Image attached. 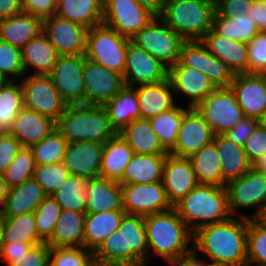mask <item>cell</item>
Returning <instances> with one entry per match:
<instances>
[{"label": "cell", "instance_id": "6da1fadb", "mask_svg": "<svg viewBox=\"0 0 266 266\" xmlns=\"http://www.w3.org/2000/svg\"><path fill=\"white\" fill-rule=\"evenodd\" d=\"M248 217H230L204 225L194 232L193 252L203 253L210 262L230 266L247 264Z\"/></svg>", "mask_w": 266, "mask_h": 266}, {"label": "cell", "instance_id": "7a4b0ae2", "mask_svg": "<svg viewBox=\"0 0 266 266\" xmlns=\"http://www.w3.org/2000/svg\"><path fill=\"white\" fill-rule=\"evenodd\" d=\"M144 222L148 245V261L153 258L151 254L162 257L166 261L187 255L193 251L194 232L174 208L144 216ZM190 243L192 245L189 248Z\"/></svg>", "mask_w": 266, "mask_h": 266}, {"label": "cell", "instance_id": "3957f363", "mask_svg": "<svg viewBox=\"0 0 266 266\" xmlns=\"http://www.w3.org/2000/svg\"><path fill=\"white\" fill-rule=\"evenodd\" d=\"M173 208L193 232L204 225L223 222L232 216L225 186L211 184H199L176 202Z\"/></svg>", "mask_w": 266, "mask_h": 266}, {"label": "cell", "instance_id": "277c9868", "mask_svg": "<svg viewBox=\"0 0 266 266\" xmlns=\"http://www.w3.org/2000/svg\"><path fill=\"white\" fill-rule=\"evenodd\" d=\"M56 128L68 143L93 141L105 144L117 134L105 108L98 105H67Z\"/></svg>", "mask_w": 266, "mask_h": 266}, {"label": "cell", "instance_id": "5b68a950", "mask_svg": "<svg viewBox=\"0 0 266 266\" xmlns=\"http://www.w3.org/2000/svg\"><path fill=\"white\" fill-rule=\"evenodd\" d=\"M214 13V0H166L158 17L185 41H192L211 30Z\"/></svg>", "mask_w": 266, "mask_h": 266}, {"label": "cell", "instance_id": "8992f818", "mask_svg": "<svg viewBox=\"0 0 266 266\" xmlns=\"http://www.w3.org/2000/svg\"><path fill=\"white\" fill-rule=\"evenodd\" d=\"M129 40L102 23L87 29L84 55L123 76Z\"/></svg>", "mask_w": 266, "mask_h": 266}, {"label": "cell", "instance_id": "52a82bcc", "mask_svg": "<svg viewBox=\"0 0 266 266\" xmlns=\"http://www.w3.org/2000/svg\"><path fill=\"white\" fill-rule=\"evenodd\" d=\"M130 40L167 67L176 64L185 40L168 27L158 16L143 27Z\"/></svg>", "mask_w": 266, "mask_h": 266}, {"label": "cell", "instance_id": "ba28073f", "mask_svg": "<svg viewBox=\"0 0 266 266\" xmlns=\"http://www.w3.org/2000/svg\"><path fill=\"white\" fill-rule=\"evenodd\" d=\"M195 109L210 125L214 135L224 134L245 117L231 88H216Z\"/></svg>", "mask_w": 266, "mask_h": 266}, {"label": "cell", "instance_id": "9c48e42d", "mask_svg": "<svg viewBox=\"0 0 266 266\" xmlns=\"http://www.w3.org/2000/svg\"><path fill=\"white\" fill-rule=\"evenodd\" d=\"M21 80L24 108L36 111L57 122L68 104L57 91L51 77L31 73L26 74Z\"/></svg>", "mask_w": 266, "mask_h": 266}, {"label": "cell", "instance_id": "30bf717a", "mask_svg": "<svg viewBox=\"0 0 266 266\" xmlns=\"http://www.w3.org/2000/svg\"><path fill=\"white\" fill-rule=\"evenodd\" d=\"M227 191L228 208L232 216L239 215L240 208H256V213L250 216L254 218L266 203V175L250 168L244 175L233 179L225 185Z\"/></svg>", "mask_w": 266, "mask_h": 266}, {"label": "cell", "instance_id": "8fae6325", "mask_svg": "<svg viewBox=\"0 0 266 266\" xmlns=\"http://www.w3.org/2000/svg\"><path fill=\"white\" fill-rule=\"evenodd\" d=\"M156 15L134 0H103V24L120 35L133 37Z\"/></svg>", "mask_w": 266, "mask_h": 266}, {"label": "cell", "instance_id": "7c38bea8", "mask_svg": "<svg viewBox=\"0 0 266 266\" xmlns=\"http://www.w3.org/2000/svg\"><path fill=\"white\" fill-rule=\"evenodd\" d=\"M123 210L126 214L147 216L173 208L162 181L121 185Z\"/></svg>", "mask_w": 266, "mask_h": 266}, {"label": "cell", "instance_id": "4fadbf2b", "mask_svg": "<svg viewBox=\"0 0 266 266\" xmlns=\"http://www.w3.org/2000/svg\"><path fill=\"white\" fill-rule=\"evenodd\" d=\"M84 55L59 56L50 72L54 86L68 105L85 104Z\"/></svg>", "mask_w": 266, "mask_h": 266}, {"label": "cell", "instance_id": "5bb4252c", "mask_svg": "<svg viewBox=\"0 0 266 266\" xmlns=\"http://www.w3.org/2000/svg\"><path fill=\"white\" fill-rule=\"evenodd\" d=\"M168 67L131 40L127 45L123 73L125 86L155 84L167 79Z\"/></svg>", "mask_w": 266, "mask_h": 266}, {"label": "cell", "instance_id": "9a60e30c", "mask_svg": "<svg viewBox=\"0 0 266 266\" xmlns=\"http://www.w3.org/2000/svg\"><path fill=\"white\" fill-rule=\"evenodd\" d=\"M85 105L103 106L124 86L123 76L84 55Z\"/></svg>", "mask_w": 266, "mask_h": 266}, {"label": "cell", "instance_id": "2e32d148", "mask_svg": "<svg viewBox=\"0 0 266 266\" xmlns=\"http://www.w3.org/2000/svg\"><path fill=\"white\" fill-rule=\"evenodd\" d=\"M60 56L84 55L87 28L54 15L43 20L42 31Z\"/></svg>", "mask_w": 266, "mask_h": 266}, {"label": "cell", "instance_id": "e0dca14e", "mask_svg": "<svg viewBox=\"0 0 266 266\" xmlns=\"http://www.w3.org/2000/svg\"><path fill=\"white\" fill-rule=\"evenodd\" d=\"M214 133L203 116L190 108L181 122L175 146L169 151L170 155L188 158L203 146L211 143Z\"/></svg>", "mask_w": 266, "mask_h": 266}, {"label": "cell", "instance_id": "ac0fdd59", "mask_svg": "<svg viewBox=\"0 0 266 266\" xmlns=\"http://www.w3.org/2000/svg\"><path fill=\"white\" fill-rule=\"evenodd\" d=\"M230 88L244 115L259 120L266 111V74H236Z\"/></svg>", "mask_w": 266, "mask_h": 266}, {"label": "cell", "instance_id": "d6986e66", "mask_svg": "<svg viewBox=\"0 0 266 266\" xmlns=\"http://www.w3.org/2000/svg\"><path fill=\"white\" fill-rule=\"evenodd\" d=\"M103 143L82 141L68 143L63 165L71 175L92 179L100 177Z\"/></svg>", "mask_w": 266, "mask_h": 266}, {"label": "cell", "instance_id": "ffe728a7", "mask_svg": "<svg viewBox=\"0 0 266 266\" xmlns=\"http://www.w3.org/2000/svg\"><path fill=\"white\" fill-rule=\"evenodd\" d=\"M174 93H183L191 101L188 107H196L216 87L200 70L182 66L179 62L168 67V75Z\"/></svg>", "mask_w": 266, "mask_h": 266}, {"label": "cell", "instance_id": "44dd1931", "mask_svg": "<svg viewBox=\"0 0 266 266\" xmlns=\"http://www.w3.org/2000/svg\"><path fill=\"white\" fill-rule=\"evenodd\" d=\"M162 183L172 205L199 185L189 159L170 154L163 165Z\"/></svg>", "mask_w": 266, "mask_h": 266}, {"label": "cell", "instance_id": "7402d4cb", "mask_svg": "<svg viewBox=\"0 0 266 266\" xmlns=\"http://www.w3.org/2000/svg\"><path fill=\"white\" fill-rule=\"evenodd\" d=\"M123 210L121 184L112 179L95 177L87 180L86 213Z\"/></svg>", "mask_w": 266, "mask_h": 266}, {"label": "cell", "instance_id": "603a6c76", "mask_svg": "<svg viewBox=\"0 0 266 266\" xmlns=\"http://www.w3.org/2000/svg\"><path fill=\"white\" fill-rule=\"evenodd\" d=\"M56 128V122L36 111L23 108L15 117L9 133L24 147L40 142Z\"/></svg>", "mask_w": 266, "mask_h": 266}, {"label": "cell", "instance_id": "cb8c5ba5", "mask_svg": "<svg viewBox=\"0 0 266 266\" xmlns=\"http://www.w3.org/2000/svg\"><path fill=\"white\" fill-rule=\"evenodd\" d=\"M201 42L209 53L225 61L235 74L248 73V45L246 42L226 39L210 30Z\"/></svg>", "mask_w": 266, "mask_h": 266}, {"label": "cell", "instance_id": "d4e9b609", "mask_svg": "<svg viewBox=\"0 0 266 266\" xmlns=\"http://www.w3.org/2000/svg\"><path fill=\"white\" fill-rule=\"evenodd\" d=\"M43 31V20L21 11L0 19V40L22 49Z\"/></svg>", "mask_w": 266, "mask_h": 266}, {"label": "cell", "instance_id": "484cf974", "mask_svg": "<svg viewBox=\"0 0 266 266\" xmlns=\"http://www.w3.org/2000/svg\"><path fill=\"white\" fill-rule=\"evenodd\" d=\"M119 227H124L126 266H146L148 245L144 216L125 214Z\"/></svg>", "mask_w": 266, "mask_h": 266}, {"label": "cell", "instance_id": "4316f807", "mask_svg": "<svg viewBox=\"0 0 266 266\" xmlns=\"http://www.w3.org/2000/svg\"><path fill=\"white\" fill-rule=\"evenodd\" d=\"M43 187L33 178L8 188L1 215L11 217L28 212H34L47 197Z\"/></svg>", "mask_w": 266, "mask_h": 266}, {"label": "cell", "instance_id": "83f0119b", "mask_svg": "<svg viewBox=\"0 0 266 266\" xmlns=\"http://www.w3.org/2000/svg\"><path fill=\"white\" fill-rule=\"evenodd\" d=\"M60 55L42 32L21 49L24 74L29 68L33 75H49Z\"/></svg>", "mask_w": 266, "mask_h": 266}, {"label": "cell", "instance_id": "f1b7e54d", "mask_svg": "<svg viewBox=\"0 0 266 266\" xmlns=\"http://www.w3.org/2000/svg\"><path fill=\"white\" fill-rule=\"evenodd\" d=\"M140 106V118L151 119L175 106L173 89L169 79L155 84L134 87Z\"/></svg>", "mask_w": 266, "mask_h": 266}, {"label": "cell", "instance_id": "f546056e", "mask_svg": "<svg viewBox=\"0 0 266 266\" xmlns=\"http://www.w3.org/2000/svg\"><path fill=\"white\" fill-rule=\"evenodd\" d=\"M124 210L86 213L84 219V247L94 252L107 237L119 229Z\"/></svg>", "mask_w": 266, "mask_h": 266}, {"label": "cell", "instance_id": "4dcf8cb0", "mask_svg": "<svg viewBox=\"0 0 266 266\" xmlns=\"http://www.w3.org/2000/svg\"><path fill=\"white\" fill-rule=\"evenodd\" d=\"M85 215L86 212L62 209L46 243L50 247H84Z\"/></svg>", "mask_w": 266, "mask_h": 266}, {"label": "cell", "instance_id": "1f68e13d", "mask_svg": "<svg viewBox=\"0 0 266 266\" xmlns=\"http://www.w3.org/2000/svg\"><path fill=\"white\" fill-rule=\"evenodd\" d=\"M119 135L126 141L134 154H169L162 146L148 119L139 118L132 121L119 132Z\"/></svg>", "mask_w": 266, "mask_h": 266}, {"label": "cell", "instance_id": "d6a6232c", "mask_svg": "<svg viewBox=\"0 0 266 266\" xmlns=\"http://www.w3.org/2000/svg\"><path fill=\"white\" fill-rule=\"evenodd\" d=\"M167 155L134 154L125 168L121 185L147 184L162 181L163 165Z\"/></svg>", "mask_w": 266, "mask_h": 266}, {"label": "cell", "instance_id": "836d02e7", "mask_svg": "<svg viewBox=\"0 0 266 266\" xmlns=\"http://www.w3.org/2000/svg\"><path fill=\"white\" fill-rule=\"evenodd\" d=\"M103 107L112 127L119 133L132 121L140 118V106L134 87L123 86Z\"/></svg>", "mask_w": 266, "mask_h": 266}, {"label": "cell", "instance_id": "e575fe53", "mask_svg": "<svg viewBox=\"0 0 266 266\" xmlns=\"http://www.w3.org/2000/svg\"><path fill=\"white\" fill-rule=\"evenodd\" d=\"M213 142L220 156L222 177L226 183L244 175L252 167L243 146L234 144L223 134L214 135Z\"/></svg>", "mask_w": 266, "mask_h": 266}, {"label": "cell", "instance_id": "d590c367", "mask_svg": "<svg viewBox=\"0 0 266 266\" xmlns=\"http://www.w3.org/2000/svg\"><path fill=\"white\" fill-rule=\"evenodd\" d=\"M55 15L90 29L103 23V0H58Z\"/></svg>", "mask_w": 266, "mask_h": 266}, {"label": "cell", "instance_id": "8d00e7d4", "mask_svg": "<svg viewBox=\"0 0 266 266\" xmlns=\"http://www.w3.org/2000/svg\"><path fill=\"white\" fill-rule=\"evenodd\" d=\"M134 152L117 133L103 147L100 177L119 181Z\"/></svg>", "mask_w": 266, "mask_h": 266}, {"label": "cell", "instance_id": "74e56055", "mask_svg": "<svg viewBox=\"0 0 266 266\" xmlns=\"http://www.w3.org/2000/svg\"><path fill=\"white\" fill-rule=\"evenodd\" d=\"M188 159L199 184L226 185L222 177L220 156L213 141L189 156Z\"/></svg>", "mask_w": 266, "mask_h": 266}, {"label": "cell", "instance_id": "f35d334b", "mask_svg": "<svg viewBox=\"0 0 266 266\" xmlns=\"http://www.w3.org/2000/svg\"><path fill=\"white\" fill-rule=\"evenodd\" d=\"M211 30L223 38L246 43L250 42L259 32L256 22H253L247 13L235 14L229 19L215 12Z\"/></svg>", "mask_w": 266, "mask_h": 266}, {"label": "cell", "instance_id": "ab89813d", "mask_svg": "<svg viewBox=\"0 0 266 266\" xmlns=\"http://www.w3.org/2000/svg\"><path fill=\"white\" fill-rule=\"evenodd\" d=\"M190 108L184 109L175 105L173 108L149 119L152 129L168 152L175 146L181 122Z\"/></svg>", "mask_w": 266, "mask_h": 266}, {"label": "cell", "instance_id": "60d3db41", "mask_svg": "<svg viewBox=\"0 0 266 266\" xmlns=\"http://www.w3.org/2000/svg\"><path fill=\"white\" fill-rule=\"evenodd\" d=\"M3 242L42 243L38 237L34 212L3 217Z\"/></svg>", "mask_w": 266, "mask_h": 266}, {"label": "cell", "instance_id": "b9f144b4", "mask_svg": "<svg viewBox=\"0 0 266 266\" xmlns=\"http://www.w3.org/2000/svg\"><path fill=\"white\" fill-rule=\"evenodd\" d=\"M87 180L70 174L51 196L61 206V209L86 212Z\"/></svg>", "mask_w": 266, "mask_h": 266}, {"label": "cell", "instance_id": "7bdbcfd3", "mask_svg": "<svg viewBox=\"0 0 266 266\" xmlns=\"http://www.w3.org/2000/svg\"><path fill=\"white\" fill-rule=\"evenodd\" d=\"M9 80L0 88V132H9L17 114L24 108L22 87Z\"/></svg>", "mask_w": 266, "mask_h": 266}, {"label": "cell", "instance_id": "ee69618b", "mask_svg": "<svg viewBox=\"0 0 266 266\" xmlns=\"http://www.w3.org/2000/svg\"><path fill=\"white\" fill-rule=\"evenodd\" d=\"M95 266H126L124 227H119L93 252Z\"/></svg>", "mask_w": 266, "mask_h": 266}, {"label": "cell", "instance_id": "f6af8a7d", "mask_svg": "<svg viewBox=\"0 0 266 266\" xmlns=\"http://www.w3.org/2000/svg\"><path fill=\"white\" fill-rule=\"evenodd\" d=\"M68 142L62 133L55 128L40 142L32 145L30 148L33 152L36 165H46L62 163Z\"/></svg>", "mask_w": 266, "mask_h": 266}, {"label": "cell", "instance_id": "bcb514c9", "mask_svg": "<svg viewBox=\"0 0 266 266\" xmlns=\"http://www.w3.org/2000/svg\"><path fill=\"white\" fill-rule=\"evenodd\" d=\"M35 166L36 164L31 148L23 146L1 175L8 188H11L31 179Z\"/></svg>", "mask_w": 266, "mask_h": 266}, {"label": "cell", "instance_id": "7dc6e473", "mask_svg": "<svg viewBox=\"0 0 266 266\" xmlns=\"http://www.w3.org/2000/svg\"><path fill=\"white\" fill-rule=\"evenodd\" d=\"M266 266V226L254 218H248L247 264Z\"/></svg>", "mask_w": 266, "mask_h": 266}, {"label": "cell", "instance_id": "c3c4849f", "mask_svg": "<svg viewBox=\"0 0 266 266\" xmlns=\"http://www.w3.org/2000/svg\"><path fill=\"white\" fill-rule=\"evenodd\" d=\"M61 210V206L52 196H47L35 209V226L38 237L43 242L50 238Z\"/></svg>", "mask_w": 266, "mask_h": 266}, {"label": "cell", "instance_id": "681fc988", "mask_svg": "<svg viewBox=\"0 0 266 266\" xmlns=\"http://www.w3.org/2000/svg\"><path fill=\"white\" fill-rule=\"evenodd\" d=\"M49 266H95L93 252L85 247H50Z\"/></svg>", "mask_w": 266, "mask_h": 266}, {"label": "cell", "instance_id": "f907efd6", "mask_svg": "<svg viewBox=\"0 0 266 266\" xmlns=\"http://www.w3.org/2000/svg\"><path fill=\"white\" fill-rule=\"evenodd\" d=\"M70 172L63 163L36 165L32 178L37 181L48 196H51L65 182Z\"/></svg>", "mask_w": 266, "mask_h": 266}, {"label": "cell", "instance_id": "816d5d0a", "mask_svg": "<svg viewBox=\"0 0 266 266\" xmlns=\"http://www.w3.org/2000/svg\"><path fill=\"white\" fill-rule=\"evenodd\" d=\"M202 72L209 78L216 88H229L235 73L229 65L211 53L204 58Z\"/></svg>", "mask_w": 266, "mask_h": 266}, {"label": "cell", "instance_id": "f5cc1de1", "mask_svg": "<svg viewBox=\"0 0 266 266\" xmlns=\"http://www.w3.org/2000/svg\"><path fill=\"white\" fill-rule=\"evenodd\" d=\"M0 73L8 80L24 76L21 49L0 40Z\"/></svg>", "mask_w": 266, "mask_h": 266}, {"label": "cell", "instance_id": "db71d44e", "mask_svg": "<svg viewBox=\"0 0 266 266\" xmlns=\"http://www.w3.org/2000/svg\"><path fill=\"white\" fill-rule=\"evenodd\" d=\"M247 45L248 73L266 74V32H258Z\"/></svg>", "mask_w": 266, "mask_h": 266}, {"label": "cell", "instance_id": "11a10c76", "mask_svg": "<svg viewBox=\"0 0 266 266\" xmlns=\"http://www.w3.org/2000/svg\"><path fill=\"white\" fill-rule=\"evenodd\" d=\"M208 53L206 46L201 40L185 41L182 44L178 62L182 66L198 69L202 72L204 58Z\"/></svg>", "mask_w": 266, "mask_h": 266}, {"label": "cell", "instance_id": "9f6ffc18", "mask_svg": "<svg viewBox=\"0 0 266 266\" xmlns=\"http://www.w3.org/2000/svg\"><path fill=\"white\" fill-rule=\"evenodd\" d=\"M251 163L266 154V130L258 123L243 145Z\"/></svg>", "mask_w": 266, "mask_h": 266}, {"label": "cell", "instance_id": "6f0895ef", "mask_svg": "<svg viewBox=\"0 0 266 266\" xmlns=\"http://www.w3.org/2000/svg\"><path fill=\"white\" fill-rule=\"evenodd\" d=\"M50 246L46 242L32 246L18 261L7 266H49Z\"/></svg>", "mask_w": 266, "mask_h": 266}, {"label": "cell", "instance_id": "680465c9", "mask_svg": "<svg viewBox=\"0 0 266 266\" xmlns=\"http://www.w3.org/2000/svg\"><path fill=\"white\" fill-rule=\"evenodd\" d=\"M23 145L9 132H0V174L22 149Z\"/></svg>", "mask_w": 266, "mask_h": 266}, {"label": "cell", "instance_id": "91938a15", "mask_svg": "<svg viewBox=\"0 0 266 266\" xmlns=\"http://www.w3.org/2000/svg\"><path fill=\"white\" fill-rule=\"evenodd\" d=\"M58 0H21L22 10L44 20L56 14Z\"/></svg>", "mask_w": 266, "mask_h": 266}, {"label": "cell", "instance_id": "94428289", "mask_svg": "<svg viewBox=\"0 0 266 266\" xmlns=\"http://www.w3.org/2000/svg\"><path fill=\"white\" fill-rule=\"evenodd\" d=\"M215 12L222 17L231 18L235 14L247 13L252 7L254 0H214Z\"/></svg>", "mask_w": 266, "mask_h": 266}, {"label": "cell", "instance_id": "6125c7cd", "mask_svg": "<svg viewBox=\"0 0 266 266\" xmlns=\"http://www.w3.org/2000/svg\"><path fill=\"white\" fill-rule=\"evenodd\" d=\"M258 123L259 120L245 116L241 122L223 135L234 144L243 146Z\"/></svg>", "mask_w": 266, "mask_h": 266}, {"label": "cell", "instance_id": "be15d7a7", "mask_svg": "<svg viewBox=\"0 0 266 266\" xmlns=\"http://www.w3.org/2000/svg\"><path fill=\"white\" fill-rule=\"evenodd\" d=\"M40 243L3 242L0 259L6 262V266L20 260L34 245Z\"/></svg>", "mask_w": 266, "mask_h": 266}, {"label": "cell", "instance_id": "e7e4bbea", "mask_svg": "<svg viewBox=\"0 0 266 266\" xmlns=\"http://www.w3.org/2000/svg\"><path fill=\"white\" fill-rule=\"evenodd\" d=\"M247 16L256 22L259 32H266V0H254L253 7L247 12Z\"/></svg>", "mask_w": 266, "mask_h": 266}, {"label": "cell", "instance_id": "03108f58", "mask_svg": "<svg viewBox=\"0 0 266 266\" xmlns=\"http://www.w3.org/2000/svg\"><path fill=\"white\" fill-rule=\"evenodd\" d=\"M166 262L171 266H205L204 260L197 259V254L193 251L187 255L166 260Z\"/></svg>", "mask_w": 266, "mask_h": 266}, {"label": "cell", "instance_id": "003e7915", "mask_svg": "<svg viewBox=\"0 0 266 266\" xmlns=\"http://www.w3.org/2000/svg\"><path fill=\"white\" fill-rule=\"evenodd\" d=\"M22 10L21 0H0V19L10 17Z\"/></svg>", "mask_w": 266, "mask_h": 266}, {"label": "cell", "instance_id": "a7ac6f4b", "mask_svg": "<svg viewBox=\"0 0 266 266\" xmlns=\"http://www.w3.org/2000/svg\"><path fill=\"white\" fill-rule=\"evenodd\" d=\"M139 5L149 9L156 16H159L163 10L166 0H134Z\"/></svg>", "mask_w": 266, "mask_h": 266}, {"label": "cell", "instance_id": "89a4df30", "mask_svg": "<svg viewBox=\"0 0 266 266\" xmlns=\"http://www.w3.org/2000/svg\"><path fill=\"white\" fill-rule=\"evenodd\" d=\"M252 168L266 175V154L252 163Z\"/></svg>", "mask_w": 266, "mask_h": 266}, {"label": "cell", "instance_id": "2644e50d", "mask_svg": "<svg viewBox=\"0 0 266 266\" xmlns=\"http://www.w3.org/2000/svg\"><path fill=\"white\" fill-rule=\"evenodd\" d=\"M7 192L8 186L6 185V182L3 180V177L0 174V206H2V208L7 197ZM2 208H0V213L2 211Z\"/></svg>", "mask_w": 266, "mask_h": 266}, {"label": "cell", "instance_id": "8c879c8a", "mask_svg": "<svg viewBox=\"0 0 266 266\" xmlns=\"http://www.w3.org/2000/svg\"><path fill=\"white\" fill-rule=\"evenodd\" d=\"M261 225L266 226V203L261 208V211L254 217Z\"/></svg>", "mask_w": 266, "mask_h": 266}, {"label": "cell", "instance_id": "753ad0ef", "mask_svg": "<svg viewBox=\"0 0 266 266\" xmlns=\"http://www.w3.org/2000/svg\"><path fill=\"white\" fill-rule=\"evenodd\" d=\"M2 226H3V217L0 213V254L3 246V231H2Z\"/></svg>", "mask_w": 266, "mask_h": 266}, {"label": "cell", "instance_id": "34e18365", "mask_svg": "<svg viewBox=\"0 0 266 266\" xmlns=\"http://www.w3.org/2000/svg\"><path fill=\"white\" fill-rule=\"evenodd\" d=\"M259 124L266 130V111L259 119Z\"/></svg>", "mask_w": 266, "mask_h": 266}, {"label": "cell", "instance_id": "11e5206c", "mask_svg": "<svg viewBox=\"0 0 266 266\" xmlns=\"http://www.w3.org/2000/svg\"><path fill=\"white\" fill-rule=\"evenodd\" d=\"M9 80L0 73V88H2Z\"/></svg>", "mask_w": 266, "mask_h": 266}, {"label": "cell", "instance_id": "2a66077c", "mask_svg": "<svg viewBox=\"0 0 266 266\" xmlns=\"http://www.w3.org/2000/svg\"><path fill=\"white\" fill-rule=\"evenodd\" d=\"M205 266H230V265L220 264V263H215V262H206L205 261Z\"/></svg>", "mask_w": 266, "mask_h": 266}]
</instances>
